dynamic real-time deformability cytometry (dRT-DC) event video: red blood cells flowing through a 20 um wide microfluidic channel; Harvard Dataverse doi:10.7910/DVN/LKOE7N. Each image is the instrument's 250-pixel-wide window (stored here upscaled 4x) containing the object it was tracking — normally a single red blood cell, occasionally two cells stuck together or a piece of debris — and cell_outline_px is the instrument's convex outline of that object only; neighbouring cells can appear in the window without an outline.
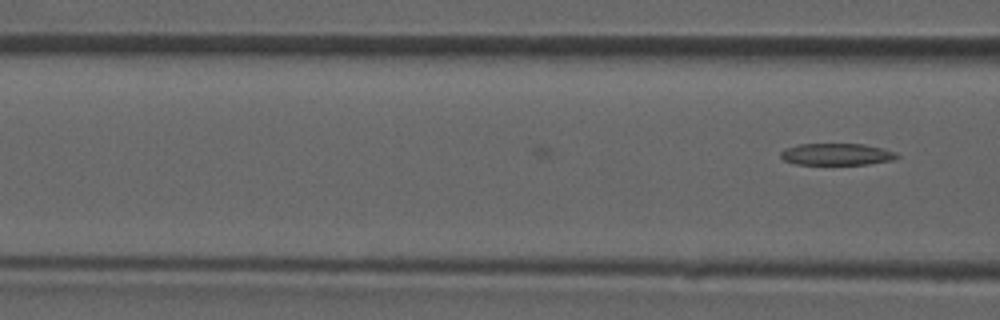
{"species": "common noctule bat (a hibernating species)", "species_latin": "Nyctalus noctula", "temperature_condition": "room temperature", "stored_images_in_passage": 12, "camera_frame_rate_fps": 3000, "um_per_image_px": 0.085, "animal": {"sex": "male", "forearm_length_mm": 52.5}, "frame": {"image": 1, "passage_image": 12, "time_ms": 3.667, "image_size_px": [1000, 320], "cell_outline_px": [[900, 156], [892, 160], [868, 164], [796, 164], [784, 160], [780, 156], [780, 152], [788, 148], [800, 144], [864, 144], [896, 152]], "centroid_in_image_um": [71.13, 13.11], "position_along_channel_um": 95.5, "area_um2": 14.57}}